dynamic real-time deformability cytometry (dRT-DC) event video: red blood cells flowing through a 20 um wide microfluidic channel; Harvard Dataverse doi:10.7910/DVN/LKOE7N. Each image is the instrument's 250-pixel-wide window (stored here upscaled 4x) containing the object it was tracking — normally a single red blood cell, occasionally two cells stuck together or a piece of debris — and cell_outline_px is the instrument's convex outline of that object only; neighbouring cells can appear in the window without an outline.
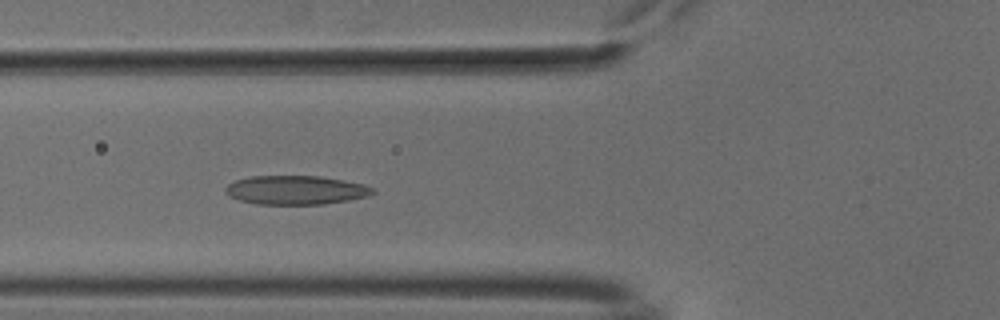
{"species": "common noctule bat (a hibernating species)", "species_latin": "Nyctalus noctula", "temperature_condition": "cold", "stored_images_in_passage": 51, "camera_frame_rate_fps": 3000, "um_per_image_px": 0.085, "animal": {"sex": "male", "body_mass_g": 18.8}, "frame": {"image": 1, "passage_image": 19, "time_ms": 6.0, "image_size_px": [1000, 320], "cell_outline_px": [[376, 192], [364, 196], [348, 200], [324, 204], [256, 204], [240, 200], [228, 196], [224, 192], [224, 188], [228, 184], [236, 180], [252, 176], [320, 176], [344, 180], [364, 184], [376, 188]], "centroid_in_image_um": [25.13, 16.15], "position_along_channel_um": 100.7, "area_um2": 24.85}}
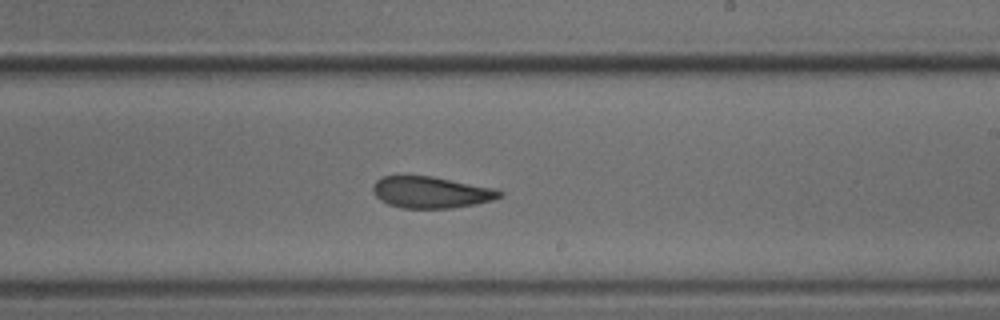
{"frame": {"image": 2, "passage_image": 31, "time_ms": 10.0, "image_size_px": [1000, 320], "cell_outline_px": [[504, 196], [492, 200], [476, 204], [452, 208], [400, 208], [388, 204], [380, 200], [372, 192], [372, 184], [376, 180], [384, 176], [432, 176], [496, 188], [504, 192]], "centroid_in_image_um": [36.65, 16.35], "position_along_channel_um": 252.3, "area_um2": 23.52}}
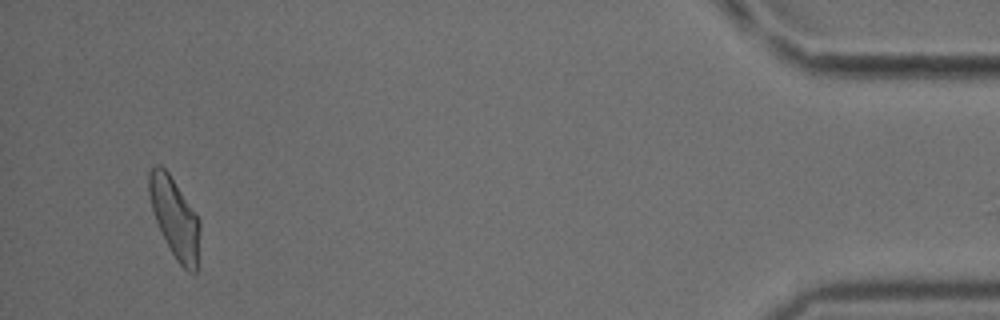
{"frame": {"image": 3, "passage_image": 50, "time_ms": 16.333, "image_size_px": [1000, 320], "cell_outline_px": [[200, 228], [196, 272], [188, 272], [176, 260], [152, 212], [148, 192], [148, 172], [156, 164], [160, 164], [168, 172], [200, 220]], "centroid_in_image_um": [14.84, 18.48], "position_along_channel_um": 420.4, "area_um2": 23.29}}